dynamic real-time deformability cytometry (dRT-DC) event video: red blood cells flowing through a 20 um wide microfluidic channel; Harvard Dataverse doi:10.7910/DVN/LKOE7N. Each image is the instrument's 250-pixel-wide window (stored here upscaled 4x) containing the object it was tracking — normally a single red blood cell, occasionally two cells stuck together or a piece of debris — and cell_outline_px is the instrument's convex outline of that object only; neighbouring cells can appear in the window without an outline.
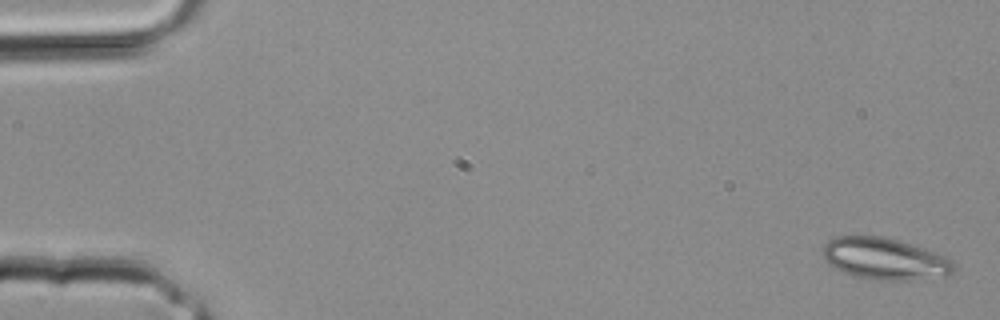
{"species": "common noctule bat (a hibernating species)", "species_latin": "Nyctalus noctula", "temperature_condition": "room temperature", "stored_images_in_passage": 4, "camera_frame_rate_fps": 3000, "um_per_image_px": 0.085, "animal": {"sex": "male", "body_mass_g": 20.4}, "frame": {"image": 1, "passage_image": 1, "time_ms": 0.0, "image_size_px": [1000, 320], "cell_outline_px": [[952, 272], [948, 276], [908, 280], [868, 280], [852, 276], [828, 264], [824, 260], [820, 252], [820, 248], [828, 240], [836, 236], [884, 236], [944, 256], [952, 260]], "centroid_in_image_um": [75.09, 22.01], "position_along_channel_um": 9.9, "area_um2": 31.85}}